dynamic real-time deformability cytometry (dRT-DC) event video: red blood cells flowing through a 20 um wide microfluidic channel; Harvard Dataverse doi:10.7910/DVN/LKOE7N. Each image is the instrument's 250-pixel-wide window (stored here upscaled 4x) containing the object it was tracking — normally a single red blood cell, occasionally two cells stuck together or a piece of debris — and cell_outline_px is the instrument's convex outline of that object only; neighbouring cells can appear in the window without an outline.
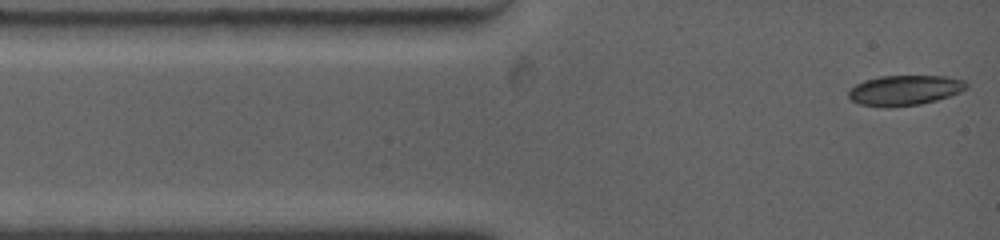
{"species": "common noctule bat (a hibernating species)", "species_latin": "Nyctalus noctula", "temperature_condition": "warm", "stored_images_in_passage": 46, "camera_frame_rate_fps": 4500, "um_per_image_px": 0.085, "animal": {"sex": "female", "body_mass_g": 19.0, "forearm_length_mm": 53.3}, "frame": {"image": 1, "passage_image": 1, "time_ms": 0.0, "image_size_px": [1000, 240], "cell_outline_px": [[968, 88], [960, 92], [936, 100], [920, 104], [860, 104], [852, 100], [848, 96], [848, 92], [856, 84], [864, 80], [880, 76], [944, 76], [964, 80], [968, 84]], "centroid_in_image_um": [76.96, 7.62], "position_along_channel_um": 8.0, "area_um2": 19.83}}
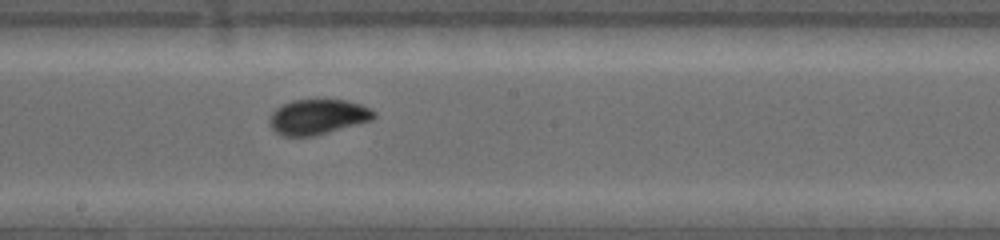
{"frame": {"image": 2, "passage_image": 22, "time_ms": 6.667, "image_size_px": [1000, 240], "cell_outline_px": [[376, 116], [372, 120], [312, 136], [284, 136], [276, 132], [272, 128], [268, 120], [272, 112], [276, 108], [292, 100], [344, 100], [360, 104], [376, 112]], "centroid_in_image_um": [26.99, 9.93], "position_along_channel_um": 221.2, "area_um2": 21.1}}
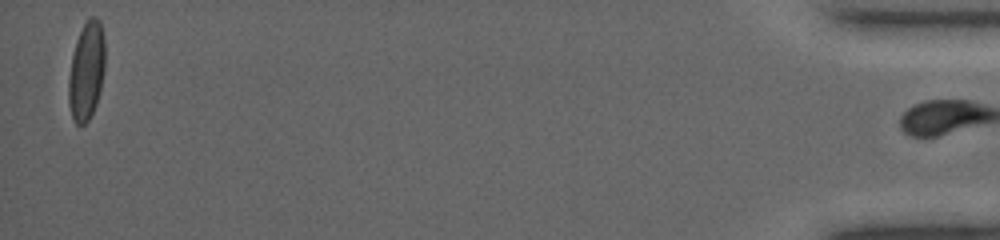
{"frame": {"image": 3, "passage_image": 45, "time_ms": 16.0, "image_size_px": [1000, 240], "cell_outline_px": [[104, 68], [100, 92], [96, 104], [88, 120], [84, 124], [76, 124], [72, 120], [68, 100], [68, 80], [72, 56], [76, 40], [84, 24], [92, 16], [96, 16], [100, 20], [104, 36]], "centroid_in_image_um": [7.34, 6.04], "position_along_channel_um": 427.9, "area_um2": 20.87}, "authors_computed_cell_mechanics": {"area_um2": 20.6635, "velocity_mm_per_s": 3.824, "shape_relaxation_time_tau1_ms": 3.7357, "shape_relaxation_time_tau2_ms": 1.5811, "deformation_change_tau1": 0.1292, "deformation_change_tau2": 0.031}}